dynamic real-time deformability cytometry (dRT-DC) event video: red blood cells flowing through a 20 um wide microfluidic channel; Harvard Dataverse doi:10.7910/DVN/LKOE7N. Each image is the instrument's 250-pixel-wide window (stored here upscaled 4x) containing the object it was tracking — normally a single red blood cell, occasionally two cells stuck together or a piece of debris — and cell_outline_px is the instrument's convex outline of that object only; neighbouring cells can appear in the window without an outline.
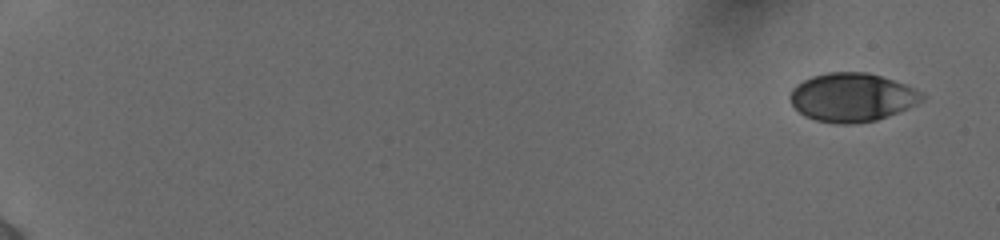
{"species": "human", "species_latin": "Homo sapiens", "temperature_condition": "cold", "stored_images_in_passage": 23, "camera_frame_rate_fps": 3000, "um_per_image_px": 0.085, "donor": {"sex": "female"}, "frame": {"image": 1, "passage_image": 1, "time_ms": 0.0, "image_size_px": [1000, 240], "cell_outline_px": [[924, 96], [920, 100], [896, 112], [876, 120], [848, 124], [840, 124], [816, 120], [804, 116], [792, 104], [788, 96], [792, 88], [796, 84], [812, 76], [828, 72], [868, 72], [904, 84], [920, 92]], "centroid_in_image_um": [72.33, 8.26], "position_along_channel_um": 12.7, "area_um2": 36.7}}
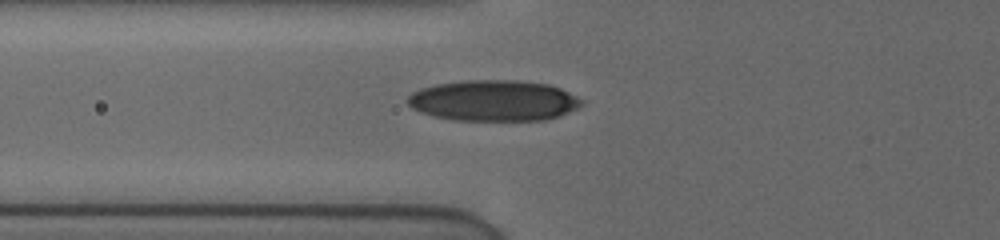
{"frame": {"image": 2, "passage_image": 17, "time_ms": 7.0, "image_size_px": [1000, 240], "cell_outline_px": [[584, 104], [560, 116], [544, 120], [452, 120], [432, 116], [420, 112], [412, 108], [404, 100], [412, 92], [420, 88], [436, 84], [464, 80], [516, 80], [548, 84], [560, 88], [584, 100]], "centroid_in_image_um": [41.93, 8.55], "position_along_channel_um": 83.9, "area_um2": 41.73}}
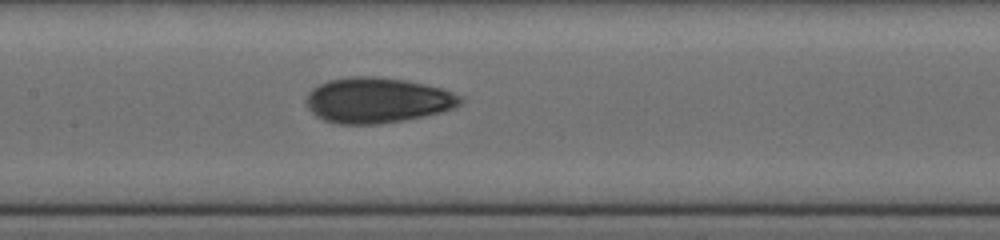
{"frame": {"image": 3, "passage_image": 23, "time_ms": 9.333, "image_size_px": [1000, 240], "cell_outline_px": [[464, 100], [456, 108], [424, 116], [404, 120], [380, 124], [340, 124], [324, 120], [316, 116], [308, 108], [304, 100], [308, 92], [312, 88], [328, 80], [352, 76], [376, 76], [404, 80], [424, 84], [440, 88], [464, 96]], "centroid_in_image_um": [32.07, 8.52], "position_along_channel_um": 175.3, "area_um2": 41.04}}